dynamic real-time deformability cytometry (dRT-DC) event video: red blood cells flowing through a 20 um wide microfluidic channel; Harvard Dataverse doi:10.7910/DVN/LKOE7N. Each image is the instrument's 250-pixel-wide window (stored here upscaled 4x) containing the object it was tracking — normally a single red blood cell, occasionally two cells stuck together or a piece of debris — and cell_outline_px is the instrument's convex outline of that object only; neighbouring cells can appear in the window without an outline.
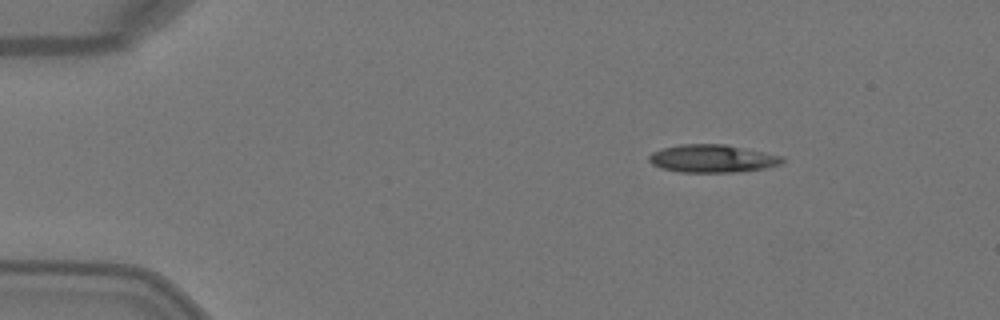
{"species": "Egyptian fruit bat (a non-hibernating species)", "species_latin": "Rousettus aegyptiacus", "temperature_condition": "warm", "stored_images_in_passage": 4, "camera_frame_rate_fps": 3000, "um_per_image_px": 0.085, "animal": {"sex": "female"}, "frame": {"image": 1, "passage_image": 1, "time_ms": 0.0, "image_size_px": [1000, 320], "cell_outline_px": [[784, 160], [780, 164], [768, 168], [736, 172], [680, 172], [660, 168], [652, 164], [648, 160], [648, 156], [652, 152], [664, 148], [680, 144], [724, 144], [784, 156]], "centroid_in_image_um": [60.55, 13.48], "position_along_channel_um": 24.4, "area_um2": 21.68}}
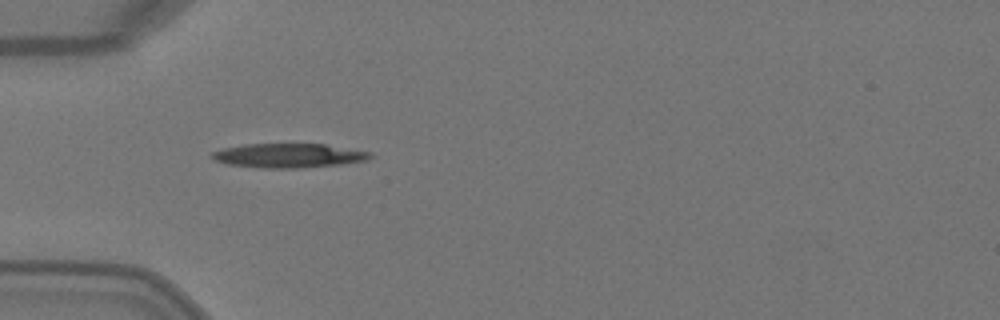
{"frame": {"image": 2, "passage_image": 3, "time_ms": 0.667, "image_size_px": [1000, 320], "cell_outline_px": [[372, 156], [368, 160], [340, 164], [300, 168], [260, 168], [224, 164], [212, 160], [208, 156], [212, 152], [224, 148], [244, 144], [324, 144], [372, 152]], "centroid_in_image_um": [24.47, 13.23], "position_along_channel_um": 60.5, "area_um2": 22.54}}
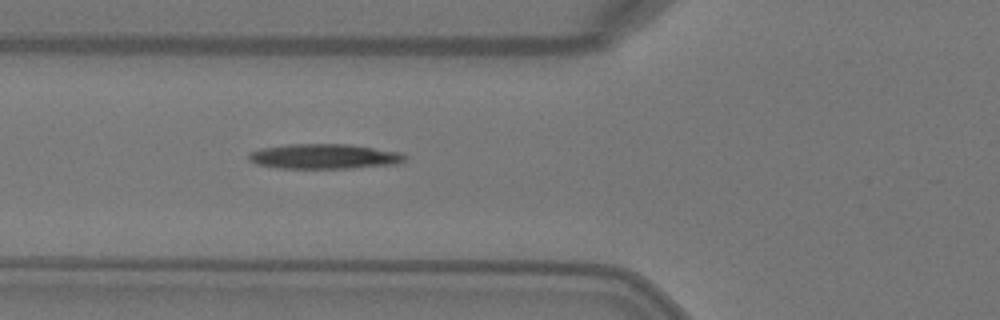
{"frame": {"image": 3, "passage_image": 4, "time_ms": 1.0, "image_size_px": [1000, 320], "cell_outline_px": [[408, 156], [404, 160], [396, 164], [348, 168], [276, 168], [256, 164], [248, 160], [248, 152], [260, 148], [288, 144], [348, 144], [400, 152]], "centroid_in_image_um": [27.5, 13.29], "position_along_channel_um": 98.3, "area_um2": 22.77}}